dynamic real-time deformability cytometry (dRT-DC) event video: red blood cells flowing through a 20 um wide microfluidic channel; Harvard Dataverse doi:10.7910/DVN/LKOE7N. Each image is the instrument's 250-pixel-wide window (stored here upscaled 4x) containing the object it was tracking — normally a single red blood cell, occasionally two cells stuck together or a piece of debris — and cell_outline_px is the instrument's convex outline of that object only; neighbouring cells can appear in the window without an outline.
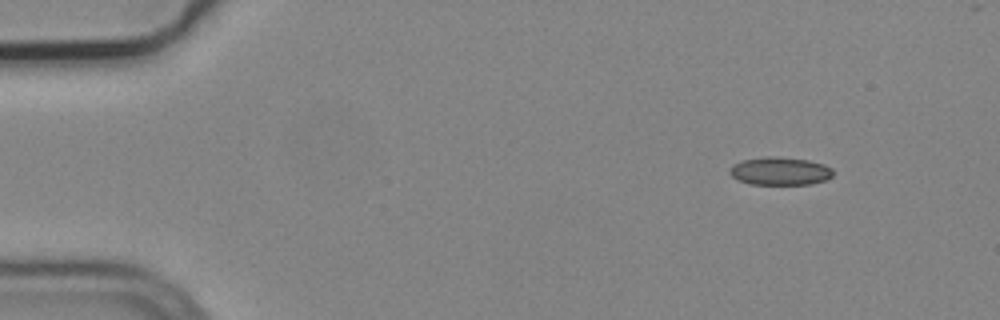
{"species": "common noctule bat (a hibernating species)", "species_latin": "Nyctalus noctula", "temperature_condition": "cold", "stored_images_in_passage": 4, "camera_frame_rate_fps": 3000, "um_per_image_px": 0.085, "animal": {"sex": "male", "body_mass_g": 19.2, "forearm_length_mm": 51.8}, "frame": {"image": 1, "passage_image": 1, "time_ms": 0.0, "image_size_px": [1000, 320], "cell_outline_px": [[832, 176], [824, 180], [812, 184], [748, 184], [736, 180], [728, 172], [728, 168], [732, 164], [740, 160], [764, 156], [776, 156], [808, 160], [824, 164], [832, 168]], "centroid_in_image_um": [66.23, 14.53], "position_along_channel_um": 18.8, "area_um2": 17.17}}
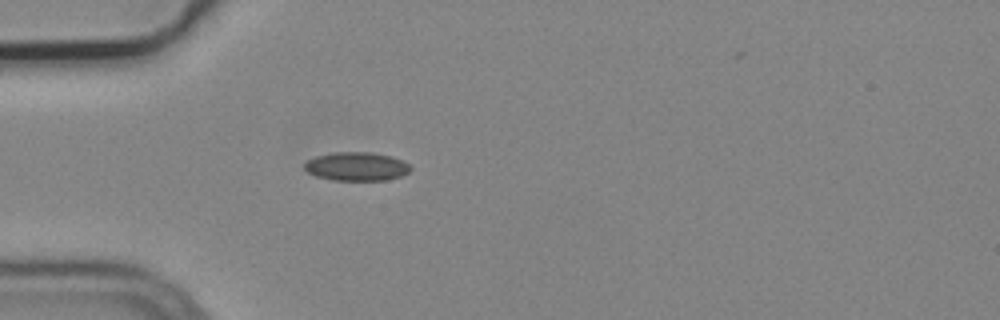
{"frame": {"image": 2, "passage_image": 4, "time_ms": 1.0, "image_size_px": [1000, 320], "cell_outline_px": [[412, 168], [408, 172], [400, 176], [384, 180], [332, 180], [316, 176], [308, 172], [304, 168], [304, 164], [308, 160], [316, 156], [336, 152], [372, 152], [392, 156], [408, 164]], "centroid_in_image_um": [30.3, 14.14], "position_along_channel_um": 54.7, "area_um2": 17.57}}